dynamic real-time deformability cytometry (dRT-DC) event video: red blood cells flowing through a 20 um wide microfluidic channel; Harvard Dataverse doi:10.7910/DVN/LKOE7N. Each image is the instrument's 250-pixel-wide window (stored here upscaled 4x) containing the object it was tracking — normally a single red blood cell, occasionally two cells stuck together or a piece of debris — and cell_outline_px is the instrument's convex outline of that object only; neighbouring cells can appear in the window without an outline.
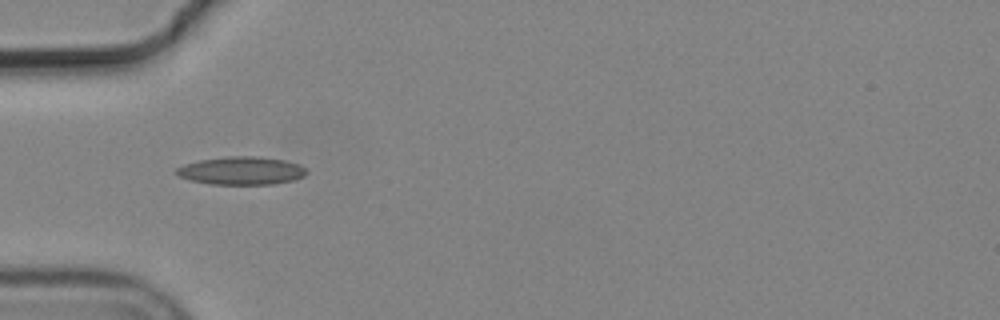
{"species": "common noctule bat (a hibernating species)", "species_latin": "Nyctalus noctula", "temperature_condition": "cold", "stored_images_in_passage": 4, "camera_frame_rate_fps": 3000, "um_per_image_px": 0.085, "animal": {"sex": "male", "body_mass_g": 19.2, "forearm_length_mm": 51.8}, "frame": {"image": 1, "passage_image": 3, "time_ms": 0.667, "image_size_px": [1000, 320], "cell_outline_px": [[308, 172], [304, 176], [292, 180], [272, 184], [212, 184], [192, 180], [180, 176], [176, 172], [176, 168], [184, 164], [200, 160], [228, 156], [260, 156], [284, 160], [300, 164]], "centroid_in_image_um": [20.55, 14.5], "position_along_channel_um": 64.5, "area_um2": 21.1}}
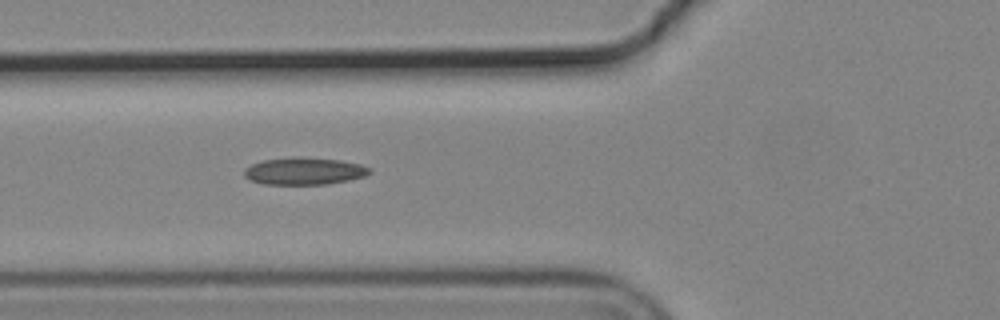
{"frame": {"image": 2, "passage_image": 4, "time_ms": 1.0, "image_size_px": [1000, 320], "cell_outline_px": [[372, 172], [364, 176], [348, 180], [324, 184], [260, 184], [248, 180], [244, 176], [244, 168], [252, 164], [264, 160], [292, 156], [340, 160], [360, 164], [368, 168]], "centroid_in_image_um": [25.79, 14.54], "position_along_channel_um": 100.0, "area_um2": 19.88}}